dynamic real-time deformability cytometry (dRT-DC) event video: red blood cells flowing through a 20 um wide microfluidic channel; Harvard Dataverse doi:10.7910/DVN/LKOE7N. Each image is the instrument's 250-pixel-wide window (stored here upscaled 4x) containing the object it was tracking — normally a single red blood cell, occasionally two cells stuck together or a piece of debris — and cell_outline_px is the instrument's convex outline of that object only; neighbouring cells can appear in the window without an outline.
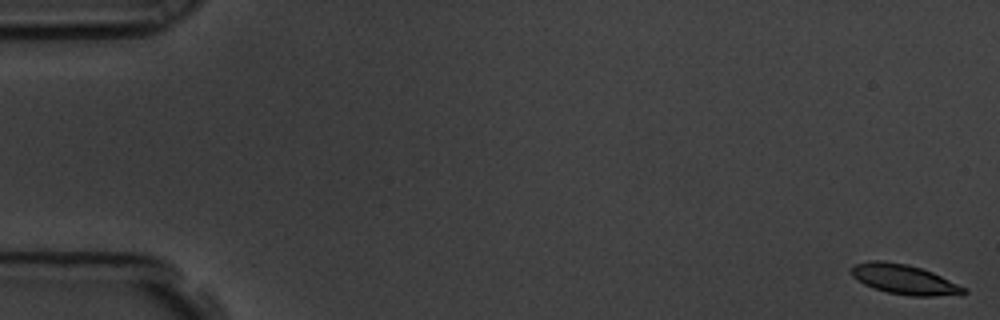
{"species": "common noctule bat (a hibernating species)", "species_latin": "Nyctalus noctula", "temperature_condition": "room temperature", "stored_images_in_passage": 58, "camera_frame_rate_fps": 3000, "um_per_image_px": 0.085, "animal": {"sex": "male", "body_mass_g": 19.5, "forearm_length_mm": 54.6}, "frame": {"image": 1, "passage_image": 1, "time_ms": 0.0, "image_size_px": [1000, 320], "cell_outline_px": [[968, 292], [932, 296], [912, 296], [888, 292], [872, 288], [856, 280], [852, 276], [852, 268], [856, 264], [868, 260], [880, 260], [908, 264], [932, 272], [964, 288]], "centroid_in_image_um": [76.77, 23.73], "position_along_channel_um": 8.2, "area_um2": 19.07}}
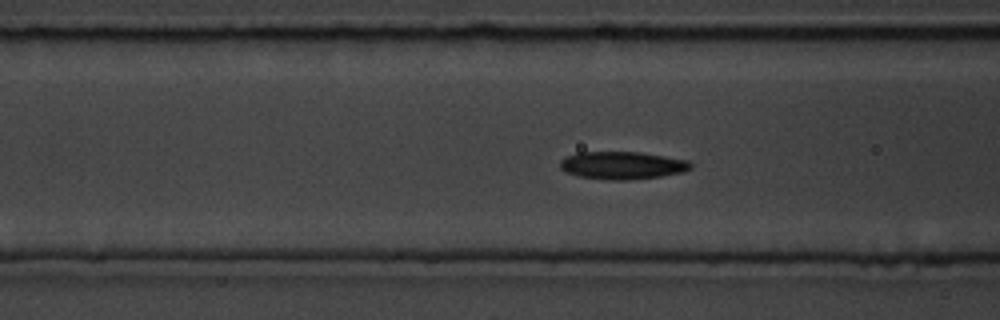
{"frame": {"image": 2, "passage_image": 23, "time_ms": 7.333, "image_size_px": [1000, 320], "cell_outline_px": [[692, 168], [684, 172], [660, 176], [632, 180], [608, 180], [576, 176], [564, 172], [560, 168], [560, 160], [564, 156], [576, 152], [640, 152], [688, 160], [692, 164]], "centroid_in_image_um": [52.85, 14.06], "position_along_channel_um": 113.7, "area_um2": 21.39}}
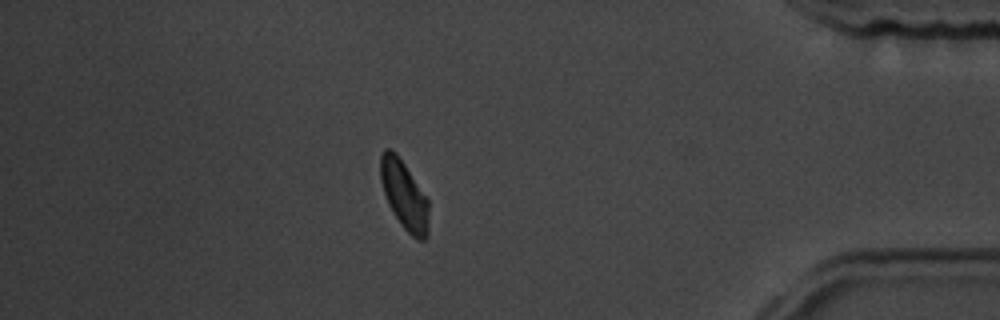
{"frame": {"image": 3, "passage_image": 51, "time_ms": 16.667, "image_size_px": [1000, 320], "cell_outline_px": [[428, 236], [424, 240], [416, 240], [404, 228], [392, 212], [388, 204], [380, 180], [380, 156], [384, 148], [388, 148], [396, 152], [428, 200]], "centroid_in_image_um": [34.34, 16.59], "position_along_channel_um": 400.9, "area_um2": 19.19}, "authors_computed_cell_mechanics": {"area_um2": 20.3167, "velocity_mm_per_s": 3.5063, "shape_relaxation_time_tau1_ms": 5.7958, "shape_relaxation_time_tau2_ms": 11.0734, "deformation_change_tau1": 0.1287, "deformation_change_tau2": 0.1379}}